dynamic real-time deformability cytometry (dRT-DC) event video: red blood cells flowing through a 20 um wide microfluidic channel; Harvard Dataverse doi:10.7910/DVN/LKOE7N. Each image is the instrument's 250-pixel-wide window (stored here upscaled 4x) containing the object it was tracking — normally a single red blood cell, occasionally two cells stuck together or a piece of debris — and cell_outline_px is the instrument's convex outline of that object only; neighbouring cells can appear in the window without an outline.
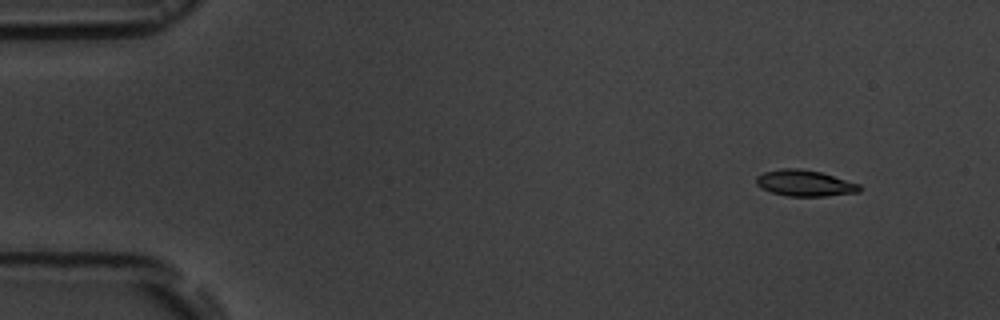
{"species": "common noctule bat (a hibernating species)", "species_latin": "Nyctalus noctula", "temperature_condition": "room temperature", "stored_images_in_passage": 14, "camera_frame_rate_fps": 3000, "um_per_image_px": 0.085, "animal": {"sex": "male", "body_mass_g": 19.5, "forearm_length_mm": 54.6}, "frame": {"image": 1, "passage_image": 1, "time_ms": 0.0, "image_size_px": [1000, 320], "cell_outline_px": [[860, 192], [824, 196], [788, 196], [772, 192], [760, 188], [756, 184], [756, 176], [764, 172], [784, 168], [800, 168], [820, 172], [860, 184]], "centroid_in_image_um": [68.38, 15.57], "position_along_channel_um": 16.6, "area_um2": 15.66}}
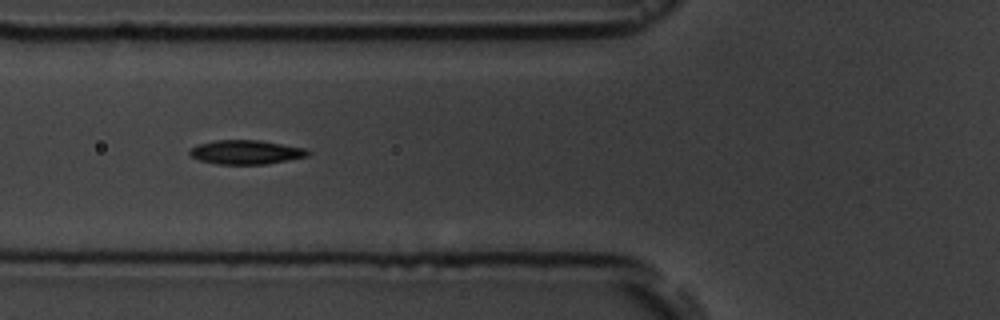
{"frame": {"image": 2, "passage_image": 5, "time_ms": 5.333, "image_size_px": [1000, 320], "cell_outline_px": [[312, 152], [308, 156], [268, 164], [216, 164], [200, 160], [192, 156], [188, 152], [196, 144], [216, 140], [260, 140], [308, 148]], "centroid_in_image_um": [20.96, 12.93], "position_along_channel_um": 104.8, "area_um2": 16.76}}
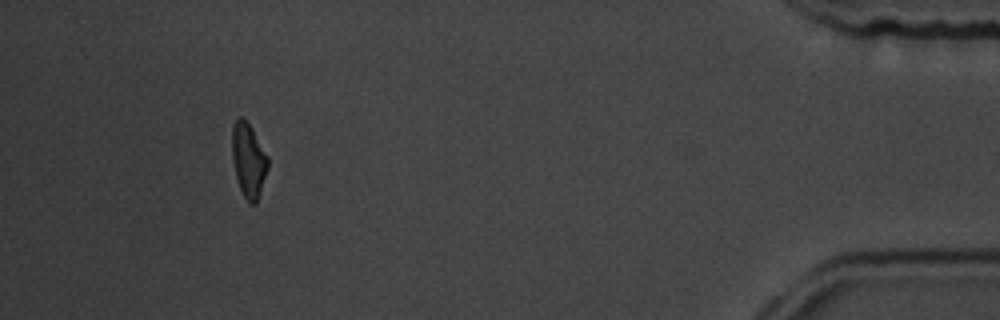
{"frame": {"image": 3, "passage_image": 13, "time_ms": 15.667, "image_size_px": [1000, 320], "cell_outline_px": [[268, 168], [256, 204], [248, 204], [240, 188], [236, 176], [232, 160], [232, 124], [240, 116], [244, 116], [252, 128], [268, 156]], "centroid_in_image_um": [21.12, 13.59], "position_along_channel_um": 414.1, "area_um2": 15.61}, "authors_computed_cell_mechanics": {"area_um2": 16.0395, "velocity_mm_per_s": 3.6271, "shape_relaxation_time_tau1_ms": 3.565, "shape_relaxation_time_tau2_ms": 6.9245, "deformation_change_tau1": 0.1125, "deformation_change_tau2": 0.1264}}